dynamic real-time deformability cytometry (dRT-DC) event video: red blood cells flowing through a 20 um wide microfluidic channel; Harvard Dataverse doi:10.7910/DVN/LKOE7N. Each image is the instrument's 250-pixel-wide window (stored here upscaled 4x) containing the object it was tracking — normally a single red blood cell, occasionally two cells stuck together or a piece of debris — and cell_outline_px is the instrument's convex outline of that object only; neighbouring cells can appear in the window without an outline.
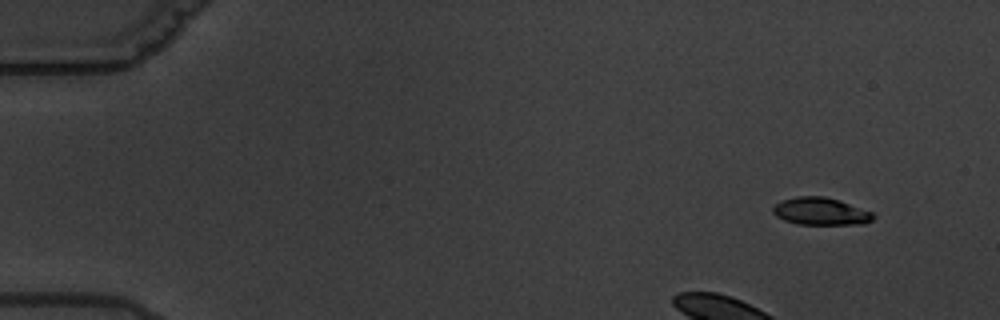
{"species": "common noctule bat (a hibernating species)", "species_latin": "Nyctalus noctula", "temperature_condition": "warm", "stored_images_in_passage": 5, "camera_frame_rate_fps": 3000, "um_per_image_px": 0.085, "animal": {"sex": "male", "body_mass_g": 19.5, "forearm_length_mm": 54.6}, "frame": {"image": 1, "passage_image": 1, "time_ms": 0.0, "image_size_px": [1000, 320], "cell_outline_px": [[876, 216], [872, 220], [864, 224], [796, 224], [784, 220], [776, 216], [772, 212], [772, 208], [776, 204], [784, 200], [796, 196], [824, 196], [840, 200], [872, 212]], "centroid_in_image_um": [69.77, 17.96], "position_along_channel_um": 15.2, "area_um2": 16.07}}